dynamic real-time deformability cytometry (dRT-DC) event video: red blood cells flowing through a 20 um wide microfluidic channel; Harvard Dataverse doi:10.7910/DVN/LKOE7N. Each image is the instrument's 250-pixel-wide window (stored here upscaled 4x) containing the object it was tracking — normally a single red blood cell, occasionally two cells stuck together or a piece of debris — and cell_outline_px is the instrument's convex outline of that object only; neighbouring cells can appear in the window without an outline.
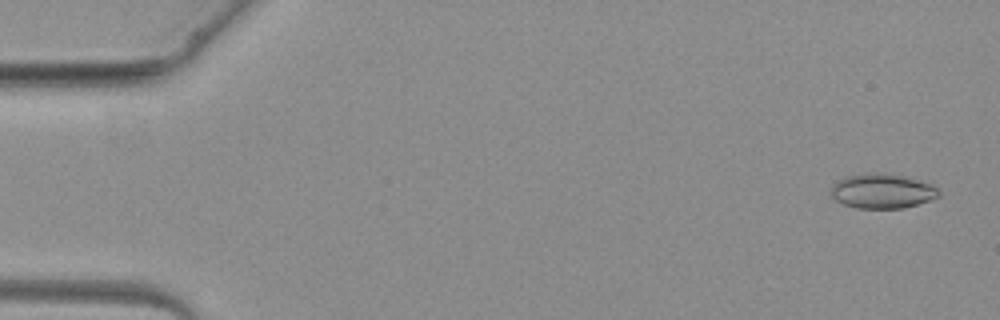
{"species": "common noctule bat (a hibernating species)", "species_latin": "Nyctalus noctula", "temperature_condition": "warm", "stored_images_in_passage": 4, "camera_frame_rate_fps": 3000, "um_per_image_px": 0.085, "animal": {"sex": "female", "body_mass_g": 19.3, "forearm_length_mm": 54.1}, "frame": {"image": 1, "passage_image": 1, "time_ms": 0.0, "image_size_px": [1000, 320], "cell_outline_px": [[940, 196], [904, 208], [856, 208], [844, 204], [836, 200], [832, 196], [832, 184], [836, 180], [844, 176], [868, 172], [876, 172], [904, 176], [932, 184], [940, 192]], "centroid_in_image_um": [74.96, 16.22], "position_along_channel_um": 10.0, "area_um2": 21.79}}